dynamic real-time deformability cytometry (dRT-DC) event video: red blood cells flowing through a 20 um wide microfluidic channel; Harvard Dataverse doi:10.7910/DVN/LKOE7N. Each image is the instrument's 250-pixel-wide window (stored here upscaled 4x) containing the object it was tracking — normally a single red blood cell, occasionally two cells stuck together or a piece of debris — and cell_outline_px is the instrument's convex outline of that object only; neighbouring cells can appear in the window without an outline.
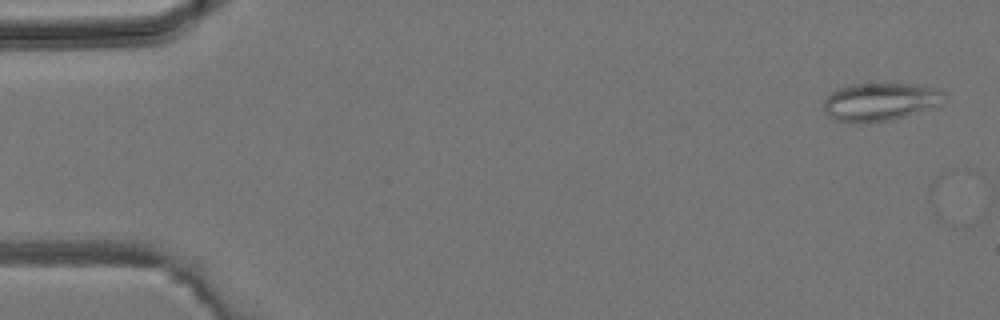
{"species": "common noctule bat (a hibernating species)", "species_latin": "Nyctalus noctula", "temperature_condition": "room temperature", "stored_images_in_passage": 4, "camera_frame_rate_fps": 3000, "um_per_image_px": 0.085, "animal": {"sex": "male", "body_mass_g": 19.2, "forearm_length_mm": 51.8}, "frame": {"image": 1, "passage_image": 1, "time_ms": 0.0, "image_size_px": [1000, 320], "cell_outline_px": [[948, 92], [940, 104], [932, 108], [892, 120], [856, 124], [836, 120], [828, 116], [824, 112], [824, 100], [836, 88], [852, 84], [908, 84], [936, 88]], "centroid_in_image_um": [74.8, 8.67], "position_along_channel_um": 10.2, "area_um2": 26.93}}
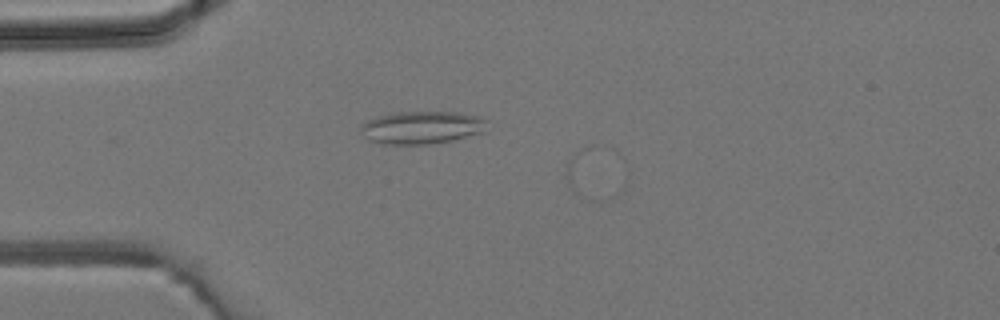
{"frame": {"image": 2, "passage_image": 4, "time_ms": 3.667, "image_size_px": [1000, 320], "cell_outline_px": [[488, 120], [484, 132], [452, 140], [428, 144], [380, 144], [368, 140], [360, 132], [360, 128], [368, 120], [376, 116], [396, 112], [456, 112], [480, 116]], "centroid_in_image_um": [35.85, 10.83], "position_along_channel_um": 49.1, "area_um2": 24.22}}